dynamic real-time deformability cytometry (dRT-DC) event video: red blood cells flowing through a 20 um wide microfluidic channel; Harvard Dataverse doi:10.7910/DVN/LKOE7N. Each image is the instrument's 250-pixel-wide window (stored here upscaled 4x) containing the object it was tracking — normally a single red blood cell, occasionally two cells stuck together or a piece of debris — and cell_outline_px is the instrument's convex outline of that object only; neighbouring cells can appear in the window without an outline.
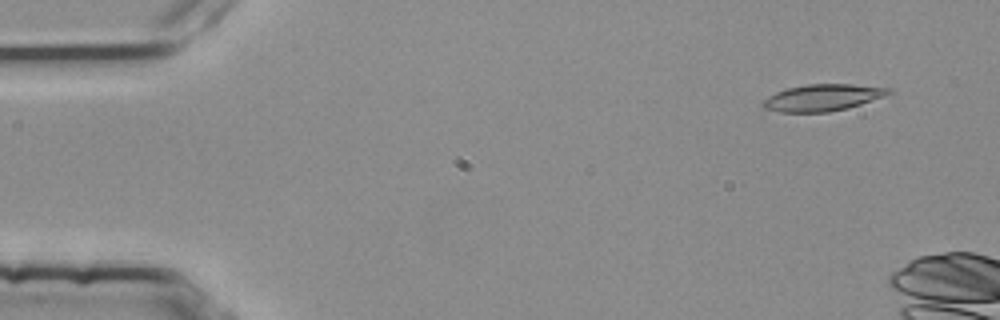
{"species": "common noctule bat (a hibernating species)", "species_latin": "Nyctalus noctula", "temperature_condition": "room temperature", "stored_images_in_passage": 12, "camera_frame_rate_fps": 3000, "um_per_image_px": 0.085, "animal": {"sex": "female", "body_mass_g": 25.1}, "frame": {"image": 1, "passage_image": 4, "time_ms": 1.0, "image_size_px": [1000, 320], "cell_outline_px": [[892, 92], [884, 96], [848, 108], [828, 112], [780, 112], [764, 108], [760, 104], [760, 100], [776, 92], [788, 88], [808, 84], [852, 84], [892, 88]], "centroid_in_image_um": [69.89, 8.3], "position_along_channel_um": 15.1, "area_um2": 19.59}}